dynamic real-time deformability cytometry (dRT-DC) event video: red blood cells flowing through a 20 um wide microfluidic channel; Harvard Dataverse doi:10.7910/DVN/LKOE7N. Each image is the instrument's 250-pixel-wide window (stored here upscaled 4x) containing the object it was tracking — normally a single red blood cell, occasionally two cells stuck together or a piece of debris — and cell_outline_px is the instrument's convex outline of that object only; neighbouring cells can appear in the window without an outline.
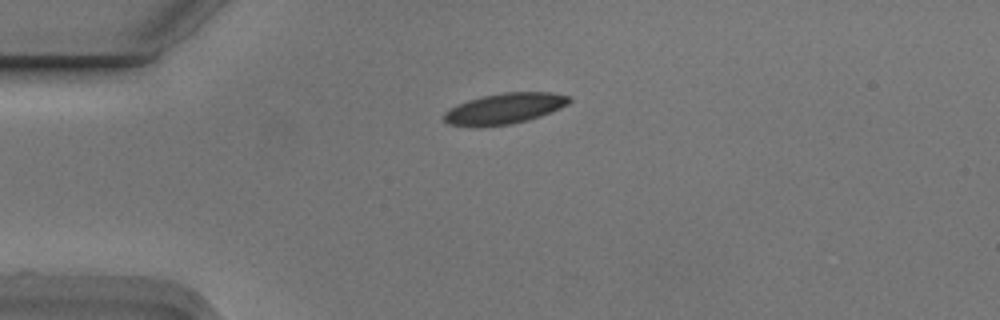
{"species": "Egyptian fruit bat (a non-hibernating species)", "species_latin": "Rousettus aegyptiacus", "temperature_condition": "cold", "stored_images_in_passage": 2, "camera_frame_rate_fps": 3000, "um_per_image_px": 0.085, "animal": {"sex": "male"}, "frame": {"image": 1, "passage_image": 1, "time_ms": 0.0, "image_size_px": [1000, 320], "cell_outline_px": [[572, 100], [568, 104], [560, 108], [540, 116], [528, 120], [512, 124], [448, 124], [444, 120], [444, 112], [468, 100], [484, 96], [504, 92], [552, 92], [572, 96]], "centroid_in_image_um": [43.01, 9.18], "position_along_channel_um": 42.0, "area_um2": 21.68}}